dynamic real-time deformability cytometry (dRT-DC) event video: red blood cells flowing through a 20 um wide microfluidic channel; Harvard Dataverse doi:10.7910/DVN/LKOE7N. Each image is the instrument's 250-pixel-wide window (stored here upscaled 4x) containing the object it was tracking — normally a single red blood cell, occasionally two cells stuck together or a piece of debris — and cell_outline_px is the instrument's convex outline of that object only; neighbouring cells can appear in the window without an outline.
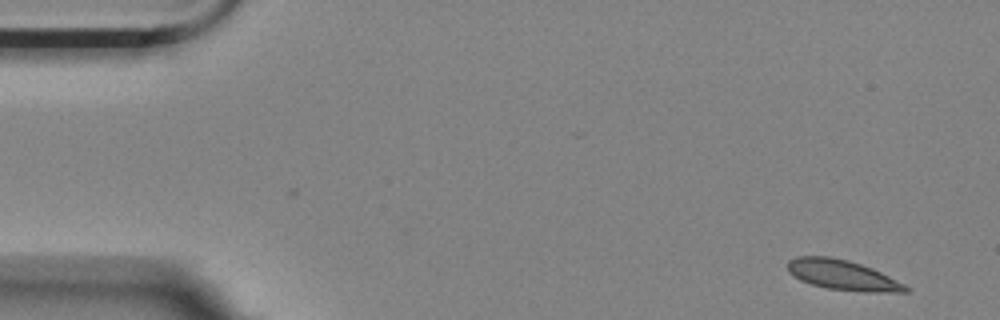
{"species": "Egyptian fruit bat (a non-hibernating species)", "species_latin": "Rousettus aegyptiacus", "temperature_condition": "room temperature", "stored_images_in_passage": 6, "camera_frame_rate_fps": 3000, "um_per_image_px": 0.085, "animal": {"sex": "female"}, "frame": {"image": 1, "passage_image": 1, "time_ms": 0.0, "image_size_px": [1000, 320], "cell_outline_px": [[908, 292], [864, 292], [828, 288], [812, 284], [800, 280], [788, 272], [788, 260], [796, 256], [828, 256], [848, 260], [872, 268], [904, 284], [908, 288]], "centroid_in_image_um": [71.58, 23.37], "position_along_channel_um": 13.4, "area_um2": 20.46}}
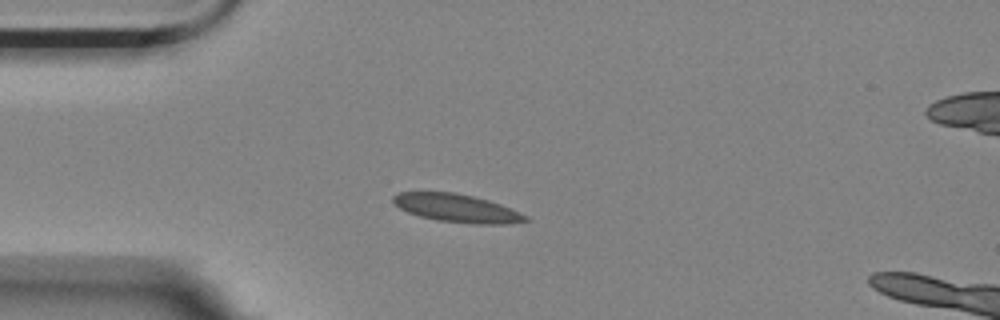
{"frame": {"image": 2, "passage_image": 4, "time_ms": 1.0, "image_size_px": [1000, 320], "cell_outline_px": [[532, 220], [504, 224], [472, 224], [436, 220], [420, 216], [408, 212], [400, 208], [392, 200], [392, 196], [400, 192], [456, 192], [488, 200], [500, 204], [528, 216]], "centroid_in_image_um": [38.85, 17.7], "position_along_channel_um": 46.2, "area_um2": 21.62}}
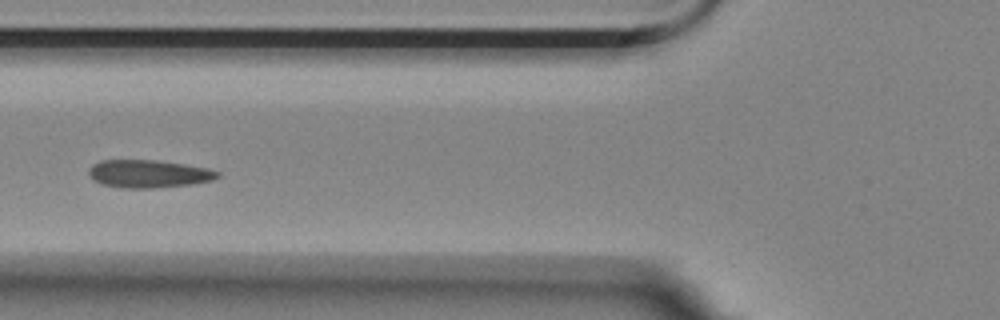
{"frame": {"image": 3, "passage_image": 6, "time_ms": 1.667, "image_size_px": [1000, 320], "cell_outline_px": [[220, 176], [212, 180], [192, 184], [152, 188], [120, 188], [104, 184], [92, 180], [88, 172], [88, 168], [92, 164], [100, 160], [156, 160], [184, 164], [208, 168], [220, 172]], "centroid_in_image_um": [12.61, 14.77], "position_along_channel_um": 113.2, "area_um2": 20.98}}